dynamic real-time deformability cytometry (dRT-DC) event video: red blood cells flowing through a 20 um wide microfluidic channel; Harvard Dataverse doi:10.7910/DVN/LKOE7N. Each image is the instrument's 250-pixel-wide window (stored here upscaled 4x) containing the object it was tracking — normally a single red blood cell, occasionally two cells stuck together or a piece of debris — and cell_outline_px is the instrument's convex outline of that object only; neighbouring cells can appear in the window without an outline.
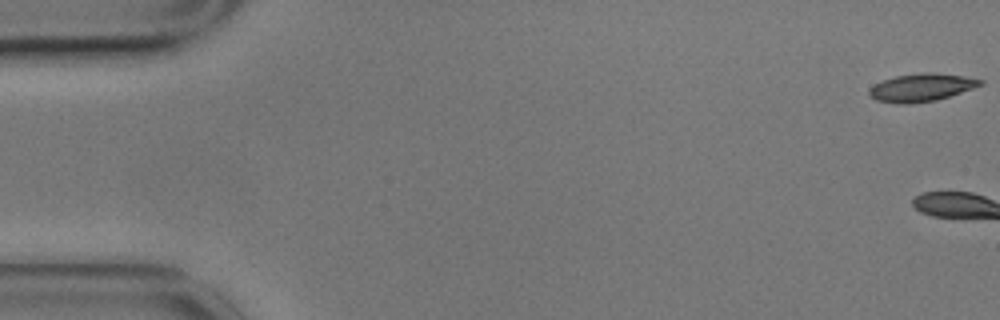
{"species": "common noctule bat (a hibernating species)", "species_latin": "Nyctalus noctula", "temperature_condition": "cold", "stored_images_in_passage": 3, "camera_frame_rate_fps": 3000, "um_per_image_px": 0.085, "animal": {"sex": "male", "body_mass_g": 17.9}, "frame": {"image": 1, "passage_image": 1, "time_ms": 0.0, "image_size_px": [1000, 320], "cell_outline_px": [[984, 84], [936, 100], [912, 104], [896, 104], [876, 100], [868, 96], [868, 88], [884, 80], [896, 76], [924, 72], [932, 72], [964, 76], [984, 80]], "centroid_in_image_um": [78.29, 7.44], "position_along_channel_um": 6.7, "area_um2": 18.03}}